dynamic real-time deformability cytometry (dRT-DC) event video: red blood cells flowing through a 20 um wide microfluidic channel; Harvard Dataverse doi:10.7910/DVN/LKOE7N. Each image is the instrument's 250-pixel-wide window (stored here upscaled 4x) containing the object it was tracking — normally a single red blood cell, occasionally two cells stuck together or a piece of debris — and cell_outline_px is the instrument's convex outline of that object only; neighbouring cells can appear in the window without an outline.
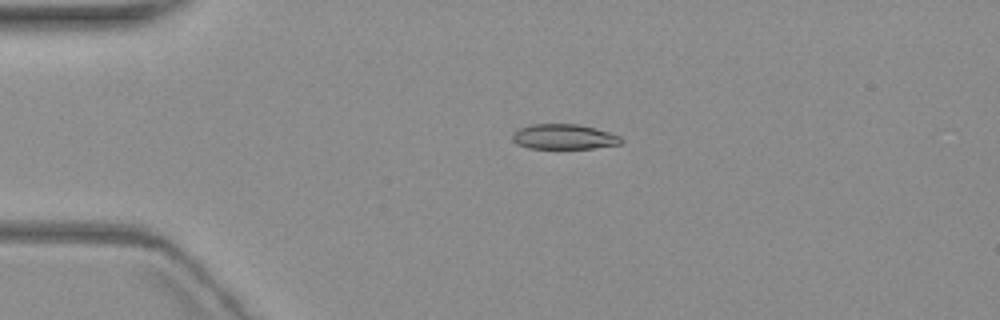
{"species": "common noctule bat (a hibernating species)", "species_latin": "Nyctalus noctula", "temperature_condition": "warm", "stored_images_in_passage": 5, "camera_frame_rate_fps": 3000, "um_per_image_px": 0.085, "animal": {"sex": "female", "body_mass_g": 19.3, "forearm_length_mm": 54.1}, "frame": {"image": 1, "passage_image": 4, "time_ms": 3.667, "image_size_px": [1000, 320], "cell_outline_px": [[624, 140], [620, 144], [592, 148], [528, 148], [516, 144], [512, 140], [512, 136], [520, 128], [532, 124], [576, 124], [596, 128], [620, 136]], "centroid_in_image_um": [47.94, 11.62], "position_along_channel_um": 37.1, "area_um2": 15.78}}